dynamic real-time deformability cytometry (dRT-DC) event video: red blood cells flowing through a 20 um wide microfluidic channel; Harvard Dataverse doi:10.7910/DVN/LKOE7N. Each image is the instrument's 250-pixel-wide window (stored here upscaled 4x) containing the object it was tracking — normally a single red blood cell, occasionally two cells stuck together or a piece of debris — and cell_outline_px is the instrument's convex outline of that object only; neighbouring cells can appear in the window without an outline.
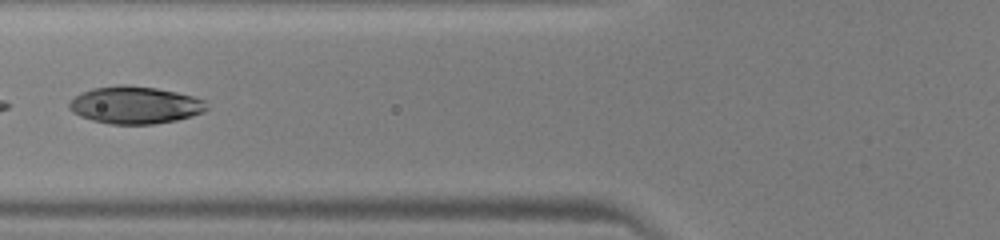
{"species": "human", "species_latin": "Homo sapiens", "temperature_condition": "warm", "stored_images_in_passage": 22, "segment_of_instrument_passage": [2, 2], "camera_frame_rate_fps": 3000, "um_per_image_px": 0.085, "donor": {"sex": "male"}, "frame": {"image": 1, "passage_image": 20, "time_ms": 6.333, "image_size_px": [1000, 240], "cell_outline_px": [[208, 108], [204, 112], [192, 116], [176, 120], [152, 124], [112, 124], [92, 120], [80, 116], [72, 112], [68, 108], [68, 104], [76, 96], [92, 88], [116, 84], [128, 84], [156, 88], [176, 92], [192, 96], [204, 100]], "centroid_in_image_um": [11.47, 8.92], "position_along_channel_um": 114.3, "area_um2": 29.94}}